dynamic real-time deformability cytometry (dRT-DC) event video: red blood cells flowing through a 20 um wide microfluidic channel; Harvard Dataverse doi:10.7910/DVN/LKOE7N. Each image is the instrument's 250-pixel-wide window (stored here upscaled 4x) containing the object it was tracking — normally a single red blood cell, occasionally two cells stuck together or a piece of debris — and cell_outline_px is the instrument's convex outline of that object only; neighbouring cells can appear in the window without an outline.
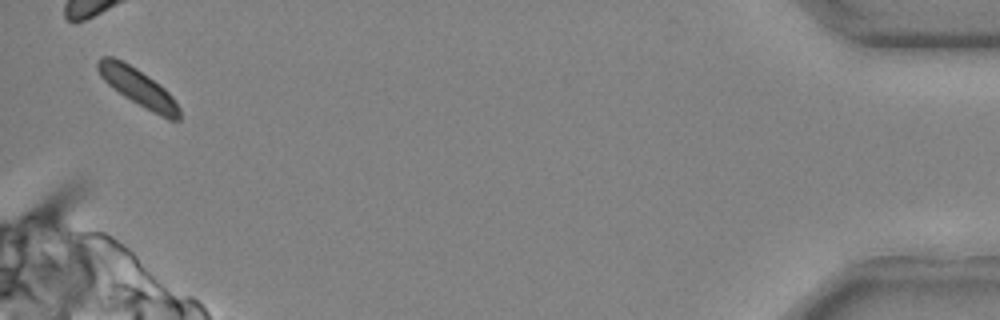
{"species": "common noctule bat (a hibernating species)", "species_latin": "Nyctalus noctula", "temperature_condition": "cold", "stored_images_in_passage": 38, "camera_frame_rate_fps": 3000, "um_per_image_px": 0.085, "animal": {"sex": "male", "body_mass_g": 20.4}, "frame": {"image": 1, "passage_image": 38, "time_ms": 12.333, "image_size_px": [1000, 320], "cell_outline_px": [[180, 120], [168, 120], [152, 112], [124, 96], [112, 88], [100, 76], [96, 68], [96, 64], [100, 56], [112, 56], [124, 60], [148, 76], [164, 88], [172, 96], [180, 108]], "centroid_in_image_um": [11.71, 7.4], "position_along_channel_um": 423.5, "area_um2": 17.92}}